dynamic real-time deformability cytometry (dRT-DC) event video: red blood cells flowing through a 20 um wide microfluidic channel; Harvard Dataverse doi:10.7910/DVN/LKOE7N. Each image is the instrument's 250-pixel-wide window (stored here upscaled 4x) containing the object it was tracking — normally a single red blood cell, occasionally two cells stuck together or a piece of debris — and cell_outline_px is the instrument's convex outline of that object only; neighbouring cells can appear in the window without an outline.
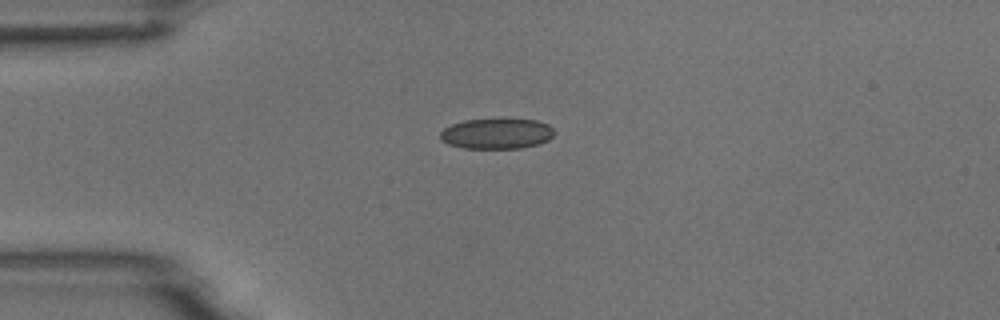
{"species": "common noctule bat (a hibernating species)", "species_latin": "Nyctalus noctula", "temperature_condition": "room temperature", "stored_images_in_passage": 6, "camera_frame_rate_fps": 3000, "um_per_image_px": 0.085, "animal": {"sex": "male", "body_mass_g": 18.8}, "frame": {"image": 1, "passage_image": 1, "time_ms": 0.0, "image_size_px": [1000, 320], "cell_outline_px": [[556, 132], [548, 140], [536, 144], [520, 148], [464, 148], [448, 144], [440, 140], [440, 132], [444, 128], [452, 124], [464, 120], [536, 120], [548, 124]], "centroid_in_image_um": [42.2, 11.37], "position_along_channel_um": 42.8, "area_um2": 20.0}}
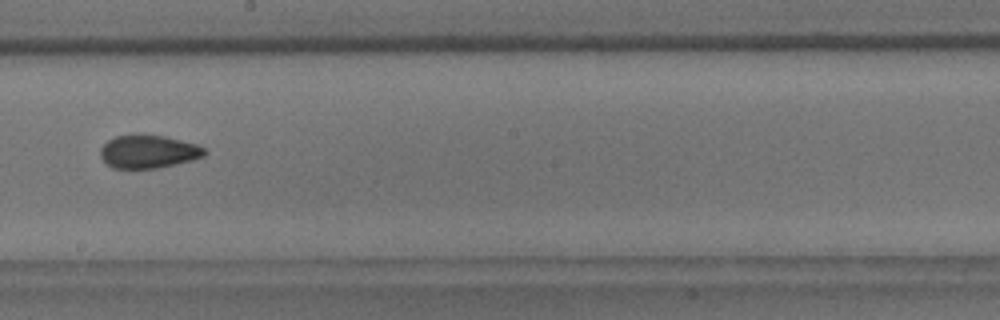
{"frame": {"image": 2, "passage_image": 6, "time_ms": 5.667, "image_size_px": [1000, 320], "cell_outline_px": [[208, 152], [204, 156], [192, 160], [176, 164], [156, 168], [112, 168], [100, 156], [100, 148], [108, 140], [116, 136], [140, 132], [164, 136], [196, 144], [204, 148]], "centroid_in_image_um": [12.6, 12.86], "position_along_channel_um": 235.6, "area_um2": 20.4}}